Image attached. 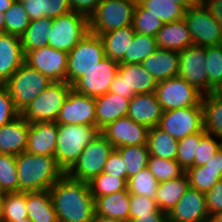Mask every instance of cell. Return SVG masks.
<instances>
[{
    "label": "cell",
    "instance_id": "6da1fadb",
    "mask_svg": "<svg viewBox=\"0 0 222 222\" xmlns=\"http://www.w3.org/2000/svg\"><path fill=\"white\" fill-rule=\"evenodd\" d=\"M58 222H92L95 200L89 182L78 181L66 174L49 189Z\"/></svg>",
    "mask_w": 222,
    "mask_h": 222
},
{
    "label": "cell",
    "instance_id": "7a4b0ae2",
    "mask_svg": "<svg viewBox=\"0 0 222 222\" xmlns=\"http://www.w3.org/2000/svg\"><path fill=\"white\" fill-rule=\"evenodd\" d=\"M18 192H37L50 187L66 173L55 157L24 151L16 156Z\"/></svg>",
    "mask_w": 222,
    "mask_h": 222
},
{
    "label": "cell",
    "instance_id": "3957f363",
    "mask_svg": "<svg viewBox=\"0 0 222 222\" xmlns=\"http://www.w3.org/2000/svg\"><path fill=\"white\" fill-rule=\"evenodd\" d=\"M100 130L89 125H58V136L54 157L66 173L77 161L84 150Z\"/></svg>",
    "mask_w": 222,
    "mask_h": 222
},
{
    "label": "cell",
    "instance_id": "277c9868",
    "mask_svg": "<svg viewBox=\"0 0 222 222\" xmlns=\"http://www.w3.org/2000/svg\"><path fill=\"white\" fill-rule=\"evenodd\" d=\"M71 90L72 85L67 81H53L20 112V115L29 123L56 122Z\"/></svg>",
    "mask_w": 222,
    "mask_h": 222
},
{
    "label": "cell",
    "instance_id": "5b68a950",
    "mask_svg": "<svg viewBox=\"0 0 222 222\" xmlns=\"http://www.w3.org/2000/svg\"><path fill=\"white\" fill-rule=\"evenodd\" d=\"M53 81L26 63L21 65L4 86L13 99L14 106L21 112Z\"/></svg>",
    "mask_w": 222,
    "mask_h": 222
},
{
    "label": "cell",
    "instance_id": "8992f818",
    "mask_svg": "<svg viewBox=\"0 0 222 222\" xmlns=\"http://www.w3.org/2000/svg\"><path fill=\"white\" fill-rule=\"evenodd\" d=\"M137 0H102L88 18L89 32L101 36L132 25Z\"/></svg>",
    "mask_w": 222,
    "mask_h": 222
},
{
    "label": "cell",
    "instance_id": "52a82bcc",
    "mask_svg": "<svg viewBox=\"0 0 222 222\" xmlns=\"http://www.w3.org/2000/svg\"><path fill=\"white\" fill-rule=\"evenodd\" d=\"M113 150V145L99 132L85 146L77 161L66 172V175L74 180L90 182L102 173L108 156Z\"/></svg>",
    "mask_w": 222,
    "mask_h": 222
},
{
    "label": "cell",
    "instance_id": "ba28073f",
    "mask_svg": "<svg viewBox=\"0 0 222 222\" xmlns=\"http://www.w3.org/2000/svg\"><path fill=\"white\" fill-rule=\"evenodd\" d=\"M106 57L101 37L88 32L68 53L66 81L72 85Z\"/></svg>",
    "mask_w": 222,
    "mask_h": 222
},
{
    "label": "cell",
    "instance_id": "9c48e42d",
    "mask_svg": "<svg viewBox=\"0 0 222 222\" xmlns=\"http://www.w3.org/2000/svg\"><path fill=\"white\" fill-rule=\"evenodd\" d=\"M88 32V18L71 11L53 19L48 45L69 53Z\"/></svg>",
    "mask_w": 222,
    "mask_h": 222
},
{
    "label": "cell",
    "instance_id": "30bf717a",
    "mask_svg": "<svg viewBox=\"0 0 222 222\" xmlns=\"http://www.w3.org/2000/svg\"><path fill=\"white\" fill-rule=\"evenodd\" d=\"M155 94L163 112L202 106L203 94L179 76L158 82Z\"/></svg>",
    "mask_w": 222,
    "mask_h": 222
},
{
    "label": "cell",
    "instance_id": "8fae6325",
    "mask_svg": "<svg viewBox=\"0 0 222 222\" xmlns=\"http://www.w3.org/2000/svg\"><path fill=\"white\" fill-rule=\"evenodd\" d=\"M183 18L194 45L207 47L222 44L221 27L203 4L188 8Z\"/></svg>",
    "mask_w": 222,
    "mask_h": 222
},
{
    "label": "cell",
    "instance_id": "7c38bea8",
    "mask_svg": "<svg viewBox=\"0 0 222 222\" xmlns=\"http://www.w3.org/2000/svg\"><path fill=\"white\" fill-rule=\"evenodd\" d=\"M119 62L105 57L95 67L85 72L73 84L72 89L80 94L97 98L109 92L118 73Z\"/></svg>",
    "mask_w": 222,
    "mask_h": 222
},
{
    "label": "cell",
    "instance_id": "4fadbf2b",
    "mask_svg": "<svg viewBox=\"0 0 222 222\" xmlns=\"http://www.w3.org/2000/svg\"><path fill=\"white\" fill-rule=\"evenodd\" d=\"M158 127L168 132L176 140L200 132L203 129L202 106L164 111Z\"/></svg>",
    "mask_w": 222,
    "mask_h": 222
},
{
    "label": "cell",
    "instance_id": "5bb4252c",
    "mask_svg": "<svg viewBox=\"0 0 222 222\" xmlns=\"http://www.w3.org/2000/svg\"><path fill=\"white\" fill-rule=\"evenodd\" d=\"M206 47L190 45L179 52L178 76L184 78L203 95L208 94Z\"/></svg>",
    "mask_w": 222,
    "mask_h": 222
},
{
    "label": "cell",
    "instance_id": "9a60e30c",
    "mask_svg": "<svg viewBox=\"0 0 222 222\" xmlns=\"http://www.w3.org/2000/svg\"><path fill=\"white\" fill-rule=\"evenodd\" d=\"M25 63L52 81H66L68 53L46 45L25 52Z\"/></svg>",
    "mask_w": 222,
    "mask_h": 222
},
{
    "label": "cell",
    "instance_id": "2e32d148",
    "mask_svg": "<svg viewBox=\"0 0 222 222\" xmlns=\"http://www.w3.org/2000/svg\"><path fill=\"white\" fill-rule=\"evenodd\" d=\"M148 132L147 126L135 122L128 116L121 117L100 130L114 149L122 146L147 145Z\"/></svg>",
    "mask_w": 222,
    "mask_h": 222
},
{
    "label": "cell",
    "instance_id": "e0dca14e",
    "mask_svg": "<svg viewBox=\"0 0 222 222\" xmlns=\"http://www.w3.org/2000/svg\"><path fill=\"white\" fill-rule=\"evenodd\" d=\"M56 123L96 126L95 98L72 89L59 111Z\"/></svg>",
    "mask_w": 222,
    "mask_h": 222
},
{
    "label": "cell",
    "instance_id": "ac0fdd59",
    "mask_svg": "<svg viewBox=\"0 0 222 222\" xmlns=\"http://www.w3.org/2000/svg\"><path fill=\"white\" fill-rule=\"evenodd\" d=\"M167 218L168 222H209L205 193L189 186Z\"/></svg>",
    "mask_w": 222,
    "mask_h": 222
},
{
    "label": "cell",
    "instance_id": "d6986e66",
    "mask_svg": "<svg viewBox=\"0 0 222 222\" xmlns=\"http://www.w3.org/2000/svg\"><path fill=\"white\" fill-rule=\"evenodd\" d=\"M25 63V52L17 35L0 33V85Z\"/></svg>",
    "mask_w": 222,
    "mask_h": 222
},
{
    "label": "cell",
    "instance_id": "ffe728a7",
    "mask_svg": "<svg viewBox=\"0 0 222 222\" xmlns=\"http://www.w3.org/2000/svg\"><path fill=\"white\" fill-rule=\"evenodd\" d=\"M57 136L56 122L30 123L26 151L35 155L54 157Z\"/></svg>",
    "mask_w": 222,
    "mask_h": 222
},
{
    "label": "cell",
    "instance_id": "44dd1931",
    "mask_svg": "<svg viewBox=\"0 0 222 222\" xmlns=\"http://www.w3.org/2000/svg\"><path fill=\"white\" fill-rule=\"evenodd\" d=\"M30 123L21 115L0 127V153L14 156L26 151Z\"/></svg>",
    "mask_w": 222,
    "mask_h": 222
},
{
    "label": "cell",
    "instance_id": "7402d4cb",
    "mask_svg": "<svg viewBox=\"0 0 222 222\" xmlns=\"http://www.w3.org/2000/svg\"><path fill=\"white\" fill-rule=\"evenodd\" d=\"M118 73L125 82L128 99L156 90L157 80L141 64L119 63Z\"/></svg>",
    "mask_w": 222,
    "mask_h": 222
},
{
    "label": "cell",
    "instance_id": "603a6c76",
    "mask_svg": "<svg viewBox=\"0 0 222 222\" xmlns=\"http://www.w3.org/2000/svg\"><path fill=\"white\" fill-rule=\"evenodd\" d=\"M163 110L155 92L136 94L129 102L127 116L149 129L159 125Z\"/></svg>",
    "mask_w": 222,
    "mask_h": 222
},
{
    "label": "cell",
    "instance_id": "cb8c5ba5",
    "mask_svg": "<svg viewBox=\"0 0 222 222\" xmlns=\"http://www.w3.org/2000/svg\"><path fill=\"white\" fill-rule=\"evenodd\" d=\"M157 82L178 76L179 52L158 49L140 63Z\"/></svg>",
    "mask_w": 222,
    "mask_h": 222
},
{
    "label": "cell",
    "instance_id": "d4e9b609",
    "mask_svg": "<svg viewBox=\"0 0 222 222\" xmlns=\"http://www.w3.org/2000/svg\"><path fill=\"white\" fill-rule=\"evenodd\" d=\"M130 99L108 92L95 98L96 127L101 130L107 124L127 116Z\"/></svg>",
    "mask_w": 222,
    "mask_h": 222
},
{
    "label": "cell",
    "instance_id": "484cf974",
    "mask_svg": "<svg viewBox=\"0 0 222 222\" xmlns=\"http://www.w3.org/2000/svg\"><path fill=\"white\" fill-rule=\"evenodd\" d=\"M156 41L158 49L180 52L193 45L191 33L183 19L163 24L157 32Z\"/></svg>",
    "mask_w": 222,
    "mask_h": 222
},
{
    "label": "cell",
    "instance_id": "4316f807",
    "mask_svg": "<svg viewBox=\"0 0 222 222\" xmlns=\"http://www.w3.org/2000/svg\"><path fill=\"white\" fill-rule=\"evenodd\" d=\"M130 193L118 191L95 199V215L127 222L129 220Z\"/></svg>",
    "mask_w": 222,
    "mask_h": 222
},
{
    "label": "cell",
    "instance_id": "83f0119b",
    "mask_svg": "<svg viewBox=\"0 0 222 222\" xmlns=\"http://www.w3.org/2000/svg\"><path fill=\"white\" fill-rule=\"evenodd\" d=\"M134 35L135 31L132 25L102 34L100 37L106 57L120 62L124 55H128V47L131 45Z\"/></svg>",
    "mask_w": 222,
    "mask_h": 222
},
{
    "label": "cell",
    "instance_id": "f1b7e54d",
    "mask_svg": "<svg viewBox=\"0 0 222 222\" xmlns=\"http://www.w3.org/2000/svg\"><path fill=\"white\" fill-rule=\"evenodd\" d=\"M26 209L32 222H58L49 190L26 192Z\"/></svg>",
    "mask_w": 222,
    "mask_h": 222
},
{
    "label": "cell",
    "instance_id": "f546056e",
    "mask_svg": "<svg viewBox=\"0 0 222 222\" xmlns=\"http://www.w3.org/2000/svg\"><path fill=\"white\" fill-rule=\"evenodd\" d=\"M189 186V179L186 173L180 178L160 182L155 196L159 209L168 214L176 206Z\"/></svg>",
    "mask_w": 222,
    "mask_h": 222
},
{
    "label": "cell",
    "instance_id": "4dcf8cb0",
    "mask_svg": "<svg viewBox=\"0 0 222 222\" xmlns=\"http://www.w3.org/2000/svg\"><path fill=\"white\" fill-rule=\"evenodd\" d=\"M201 105L204 130L222 140V95L219 92L203 95Z\"/></svg>",
    "mask_w": 222,
    "mask_h": 222
},
{
    "label": "cell",
    "instance_id": "1f68e13d",
    "mask_svg": "<svg viewBox=\"0 0 222 222\" xmlns=\"http://www.w3.org/2000/svg\"><path fill=\"white\" fill-rule=\"evenodd\" d=\"M22 4L30 20L55 19L72 11L69 0H27Z\"/></svg>",
    "mask_w": 222,
    "mask_h": 222
},
{
    "label": "cell",
    "instance_id": "d6a6232c",
    "mask_svg": "<svg viewBox=\"0 0 222 222\" xmlns=\"http://www.w3.org/2000/svg\"><path fill=\"white\" fill-rule=\"evenodd\" d=\"M147 145L150 156L176 160L178 140L158 126L149 129Z\"/></svg>",
    "mask_w": 222,
    "mask_h": 222
},
{
    "label": "cell",
    "instance_id": "836d02e7",
    "mask_svg": "<svg viewBox=\"0 0 222 222\" xmlns=\"http://www.w3.org/2000/svg\"><path fill=\"white\" fill-rule=\"evenodd\" d=\"M52 21L53 19L46 17L30 21L25 33L20 37L24 52L48 45Z\"/></svg>",
    "mask_w": 222,
    "mask_h": 222
},
{
    "label": "cell",
    "instance_id": "e575fe53",
    "mask_svg": "<svg viewBox=\"0 0 222 222\" xmlns=\"http://www.w3.org/2000/svg\"><path fill=\"white\" fill-rule=\"evenodd\" d=\"M137 2L164 24L183 19L186 12L182 5L172 0H137Z\"/></svg>",
    "mask_w": 222,
    "mask_h": 222
},
{
    "label": "cell",
    "instance_id": "d590c367",
    "mask_svg": "<svg viewBox=\"0 0 222 222\" xmlns=\"http://www.w3.org/2000/svg\"><path fill=\"white\" fill-rule=\"evenodd\" d=\"M127 167V180L146 168L149 162L148 145L122 146L116 148Z\"/></svg>",
    "mask_w": 222,
    "mask_h": 222
},
{
    "label": "cell",
    "instance_id": "8d00e7d4",
    "mask_svg": "<svg viewBox=\"0 0 222 222\" xmlns=\"http://www.w3.org/2000/svg\"><path fill=\"white\" fill-rule=\"evenodd\" d=\"M158 50L156 37L135 33L128 55L119 63L140 64L145 58Z\"/></svg>",
    "mask_w": 222,
    "mask_h": 222
},
{
    "label": "cell",
    "instance_id": "74e56055",
    "mask_svg": "<svg viewBox=\"0 0 222 222\" xmlns=\"http://www.w3.org/2000/svg\"><path fill=\"white\" fill-rule=\"evenodd\" d=\"M206 71L208 72V94L222 88V44L206 47Z\"/></svg>",
    "mask_w": 222,
    "mask_h": 222
},
{
    "label": "cell",
    "instance_id": "f35d334b",
    "mask_svg": "<svg viewBox=\"0 0 222 222\" xmlns=\"http://www.w3.org/2000/svg\"><path fill=\"white\" fill-rule=\"evenodd\" d=\"M158 181L148 167L127 180V190L130 194L145 196L155 199L158 190Z\"/></svg>",
    "mask_w": 222,
    "mask_h": 222
},
{
    "label": "cell",
    "instance_id": "ab89813d",
    "mask_svg": "<svg viewBox=\"0 0 222 222\" xmlns=\"http://www.w3.org/2000/svg\"><path fill=\"white\" fill-rule=\"evenodd\" d=\"M5 33L21 37L30 24V18L21 1H13L4 13Z\"/></svg>",
    "mask_w": 222,
    "mask_h": 222
},
{
    "label": "cell",
    "instance_id": "60d3db41",
    "mask_svg": "<svg viewBox=\"0 0 222 222\" xmlns=\"http://www.w3.org/2000/svg\"><path fill=\"white\" fill-rule=\"evenodd\" d=\"M206 134L207 132L203 128L200 132L188 135L185 138L178 140L176 161L185 171L194 167L197 147L201 139Z\"/></svg>",
    "mask_w": 222,
    "mask_h": 222
},
{
    "label": "cell",
    "instance_id": "b9f144b4",
    "mask_svg": "<svg viewBox=\"0 0 222 222\" xmlns=\"http://www.w3.org/2000/svg\"><path fill=\"white\" fill-rule=\"evenodd\" d=\"M147 167L155 176L158 183L174 178H180L186 173L176 160H168L155 156L149 157Z\"/></svg>",
    "mask_w": 222,
    "mask_h": 222
},
{
    "label": "cell",
    "instance_id": "7bdbcfd3",
    "mask_svg": "<svg viewBox=\"0 0 222 222\" xmlns=\"http://www.w3.org/2000/svg\"><path fill=\"white\" fill-rule=\"evenodd\" d=\"M89 186L91 194L95 200L97 197L126 190L127 180L125 178L116 177L102 172L89 182Z\"/></svg>",
    "mask_w": 222,
    "mask_h": 222
},
{
    "label": "cell",
    "instance_id": "ee69618b",
    "mask_svg": "<svg viewBox=\"0 0 222 222\" xmlns=\"http://www.w3.org/2000/svg\"><path fill=\"white\" fill-rule=\"evenodd\" d=\"M163 24L159 18L149 13L138 2L136 3L132 23L135 33L156 37Z\"/></svg>",
    "mask_w": 222,
    "mask_h": 222
},
{
    "label": "cell",
    "instance_id": "f6af8a7d",
    "mask_svg": "<svg viewBox=\"0 0 222 222\" xmlns=\"http://www.w3.org/2000/svg\"><path fill=\"white\" fill-rule=\"evenodd\" d=\"M0 191L18 192L16 156L0 153Z\"/></svg>",
    "mask_w": 222,
    "mask_h": 222
},
{
    "label": "cell",
    "instance_id": "bcb514c9",
    "mask_svg": "<svg viewBox=\"0 0 222 222\" xmlns=\"http://www.w3.org/2000/svg\"><path fill=\"white\" fill-rule=\"evenodd\" d=\"M24 218H27L26 193H5L3 202V221H16Z\"/></svg>",
    "mask_w": 222,
    "mask_h": 222
},
{
    "label": "cell",
    "instance_id": "7dc6e473",
    "mask_svg": "<svg viewBox=\"0 0 222 222\" xmlns=\"http://www.w3.org/2000/svg\"><path fill=\"white\" fill-rule=\"evenodd\" d=\"M190 187L201 192H208L221 178L219 171L207 169L204 165L191 167L186 171Z\"/></svg>",
    "mask_w": 222,
    "mask_h": 222
},
{
    "label": "cell",
    "instance_id": "c3c4849f",
    "mask_svg": "<svg viewBox=\"0 0 222 222\" xmlns=\"http://www.w3.org/2000/svg\"><path fill=\"white\" fill-rule=\"evenodd\" d=\"M222 147V140H215L213 135L206 134L200 141L194 159V167L205 165Z\"/></svg>",
    "mask_w": 222,
    "mask_h": 222
},
{
    "label": "cell",
    "instance_id": "681fc988",
    "mask_svg": "<svg viewBox=\"0 0 222 222\" xmlns=\"http://www.w3.org/2000/svg\"><path fill=\"white\" fill-rule=\"evenodd\" d=\"M149 212H163L159 209L155 199L136 194L130 195L129 218L139 217V215Z\"/></svg>",
    "mask_w": 222,
    "mask_h": 222
},
{
    "label": "cell",
    "instance_id": "f907efd6",
    "mask_svg": "<svg viewBox=\"0 0 222 222\" xmlns=\"http://www.w3.org/2000/svg\"><path fill=\"white\" fill-rule=\"evenodd\" d=\"M20 112L16 109L13 99L4 85H0V127L14 120Z\"/></svg>",
    "mask_w": 222,
    "mask_h": 222
},
{
    "label": "cell",
    "instance_id": "816d5d0a",
    "mask_svg": "<svg viewBox=\"0 0 222 222\" xmlns=\"http://www.w3.org/2000/svg\"><path fill=\"white\" fill-rule=\"evenodd\" d=\"M125 164L126 162L123 160L120 153L114 149L109 154L102 172L127 180V167H125Z\"/></svg>",
    "mask_w": 222,
    "mask_h": 222
},
{
    "label": "cell",
    "instance_id": "f5cc1de1",
    "mask_svg": "<svg viewBox=\"0 0 222 222\" xmlns=\"http://www.w3.org/2000/svg\"><path fill=\"white\" fill-rule=\"evenodd\" d=\"M209 215L222 211V178L205 193Z\"/></svg>",
    "mask_w": 222,
    "mask_h": 222
},
{
    "label": "cell",
    "instance_id": "db71d44e",
    "mask_svg": "<svg viewBox=\"0 0 222 222\" xmlns=\"http://www.w3.org/2000/svg\"><path fill=\"white\" fill-rule=\"evenodd\" d=\"M102 0H69L71 10L89 18Z\"/></svg>",
    "mask_w": 222,
    "mask_h": 222
},
{
    "label": "cell",
    "instance_id": "11a10c76",
    "mask_svg": "<svg viewBox=\"0 0 222 222\" xmlns=\"http://www.w3.org/2000/svg\"><path fill=\"white\" fill-rule=\"evenodd\" d=\"M127 222H168V218L165 212H149L139 217L129 218Z\"/></svg>",
    "mask_w": 222,
    "mask_h": 222
},
{
    "label": "cell",
    "instance_id": "9f6ffc18",
    "mask_svg": "<svg viewBox=\"0 0 222 222\" xmlns=\"http://www.w3.org/2000/svg\"><path fill=\"white\" fill-rule=\"evenodd\" d=\"M109 92L115 93L126 98V85L124 80H122V76L119 73H117L114 77Z\"/></svg>",
    "mask_w": 222,
    "mask_h": 222
},
{
    "label": "cell",
    "instance_id": "6f0895ef",
    "mask_svg": "<svg viewBox=\"0 0 222 222\" xmlns=\"http://www.w3.org/2000/svg\"><path fill=\"white\" fill-rule=\"evenodd\" d=\"M204 166L212 171H219V176H222V147Z\"/></svg>",
    "mask_w": 222,
    "mask_h": 222
},
{
    "label": "cell",
    "instance_id": "680465c9",
    "mask_svg": "<svg viewBox=\"0 0 222 222\" xmlns=\"http://www.w3.org/2000/svg\"><path fill=\"white\" fill-rule=\"evenodd\" d=\"M173 2L182 5L186 10L197 5L195 0H172Z\"/></svg>",
    "mask_w": 222,
    "mask_h": 222
},
{
    "label": "cell",
    "instance_id": "91938a15",
    "mask_svg": "<svg viewBox=\"0 0 222 222\" xmlns=\"http://www.w3.org/2000/svg\"><path fill=\"white\" fill-rule=\"evenodd\" d=\"M92 222H123V221L117 220V219H112V218L105 217V216L94 215Z\"/></svg>",
    "mask_w": 222,
    "mask_h": 222
},
{
    "label": "cell",
    "instance_id": "94428289",
    "mask_svg": "<svg viewBox=\"0 0 222 222\" xmlns=\"http://www.w3.org/2000/svg\"><path fill=\"white\" fill-rule=\"evenodd\" d=\"M12 3V0H0V12L5 13Z\"/></svg>",
    "mask_w": 222,
    "mask_h": 222
},
{
    "label": "cell",
    "instance_id": "6125c7cd",
    "mask_svg": "<svg viewBox=\"0 0 222 222\" xmlns=\"http://www.w3.org/2000/svg\"><path fill=\"white\" fill-rule=\"evenodd\" d=\"M209 222H222V211L211 215Z\"/></svg>",
    "mask_w": 222,
    "mask_h": 222
},
{
    "label": "cell",
    "instance_id": "be15d7a7",
    "mask_svg": "<svg viewBox=\"0 0 222 222\" xmlns=\"http://www.w3.org/2000/svg\"><path fill=\"white\" fill-rule=\"evenodd\" d=\"M5 193L0 192V222H3V202Z\"/></svg>",
    "mask_w": 222,
    "mask_h": 222
},
{
    "label": "cell",
    "instance_id": "e7e4bbea",
    "mask_svg": "<svg viewBox=\"0 0 222 222\" xmlns=\"http://www.w3.org/2000/svg\"><path fill=\"white\" fill-rule=\"evenodd\" d=\"M0 33H5V17L2 12H0Z\"/></svg>",
    "mask_w": 222,
    "mask_h": 222
},
{
    "label": "cell",
    "instance_id": "03108f58",
    "mask_svg": "<svg viewBox=\"0 0 222 222\" xmlns=\"http://www.w3.org/2000/svg\"><path fill=\"white\" fill-rule=\"evenodd\" d=\"M3 222H32L28 217L21 219V220H16V221H3Z\"/></svg>",
    "mask_w": 222,
    "mask_h": 222
},
{
    "label": "cell",
    "instance_id": "003e7915",
    "mask_svg": "<svg viewBox=\"0 0 222 222\" xmlns=\"http://www.w3.org/2000/svg\"><path fill=\"white\" fill-rule=\"evenodd\" d=\"M197 4H204L208 0H195Z\"/></svg>",
    "mask_w": 222,
    "mask_h": 222
}]
</instances>
